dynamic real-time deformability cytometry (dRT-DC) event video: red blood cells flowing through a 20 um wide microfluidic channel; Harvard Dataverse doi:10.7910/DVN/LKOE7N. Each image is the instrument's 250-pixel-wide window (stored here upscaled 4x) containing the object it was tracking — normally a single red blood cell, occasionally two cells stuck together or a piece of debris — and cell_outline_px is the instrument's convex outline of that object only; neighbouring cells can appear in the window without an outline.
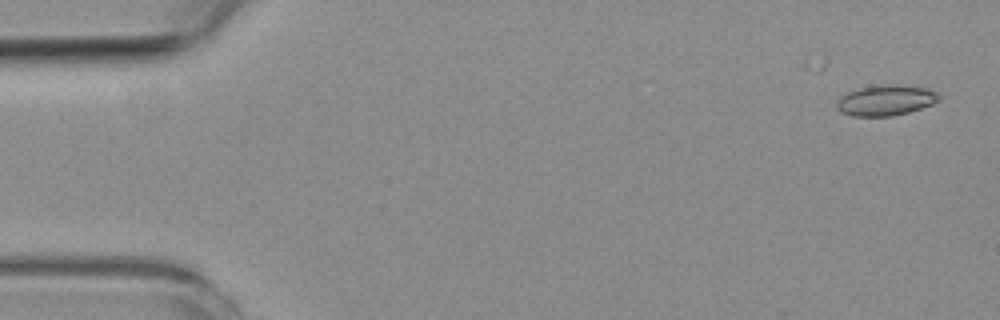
{"species": "common noctule bat (a hibernating species)", "species_latin": "Nyctalus noctula", "temperature_condition": "room temperature", "stored_images_in_passage": 5, "camera_frame_rate_fps": 3000, "um_per_image_px": 0.085, "animal": {"sex": "female", "body_mass_g": 19.3, "forearm_length_mm": 54.1}, "frame": {"image": 1, "passage_image": 1, "time_ms": 0.0, "image_size_px": [1000, 320], "cell_outline_px": [[940, 100], [932, 104], [908, 112], [892, 116], [852, 116], [840, 112], [836, 108], [836, 104], [840, 96], [848, 92], [860, 88], [928, 88], [936, 92], [940, 96]], "centroid_in_image_um": [75.24, 8.6], "position_along_channel_um": 9.8, "area_um2": 17.11}}
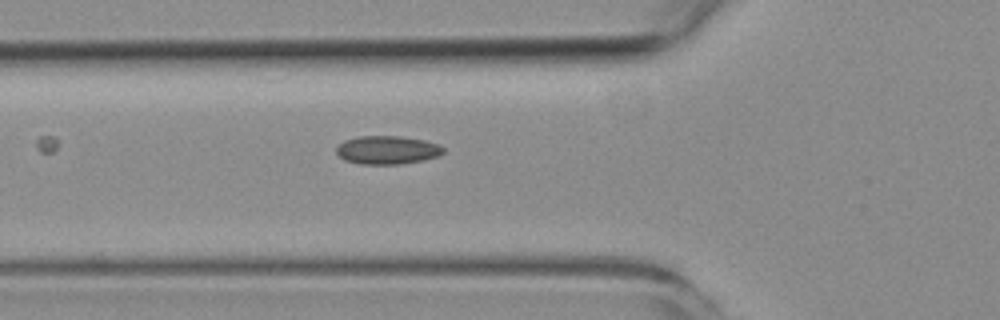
{"frame": {"image": 2, "passage_image": 5, "time_ms": 5.667, "image_size_px": [1000, 320], "cell_outline_px": [[444, 152], [440, 156], [424, 160], [400, 164], [360, 164], [344, 160], [336, 152], [336, 148], [344, 140], [360, 136], [400, 136], [424, 140], [440, 144], [444, 148]], "centroid_in_image_um": [32.95, 12.75], "position_along_channel_um": 92.9, "area_um2": 17.8}}